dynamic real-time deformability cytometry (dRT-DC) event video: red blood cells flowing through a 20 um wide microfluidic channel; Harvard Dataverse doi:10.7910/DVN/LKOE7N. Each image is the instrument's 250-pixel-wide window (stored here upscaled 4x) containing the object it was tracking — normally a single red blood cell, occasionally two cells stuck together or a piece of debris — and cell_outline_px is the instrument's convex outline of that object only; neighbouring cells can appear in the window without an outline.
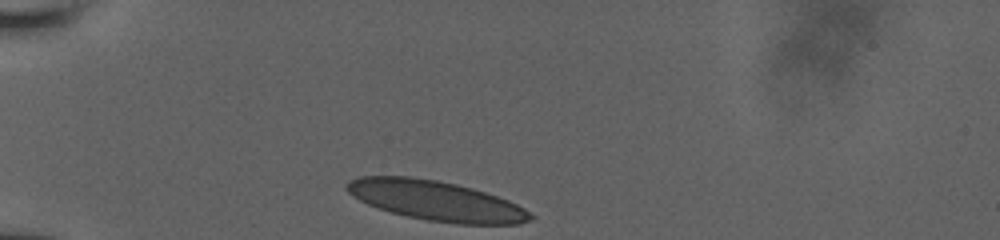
{"species": "human", "species_latin": "Homo sapiens", "temperature_condition": "room temperature", "stored_images_in_passage": 31, "camera_frame_rate_fps": 3000, "um_per_image_px": 0.085, "donor": {"sex": "male"}, "frame": {"image": 1, "passage_image": 1, "time_ms": 0.0, "image_size_px": [1000, 240], "cell_outline_px": [[536, 216], [532, 220], [520, 224], [460, 224], [428, 220], [408, 216], [376, 208], [352, 196], [344, 188], [344, 184], [348, 180], [360, 176], [412, 176], [436, 180], [456, 184], [472, 188], [508, 200], [524, 208]], "centroid_in_image_um": [37.04, 17.05], "position_along_channel_um": 48.0, "area_um2": 42.71}}
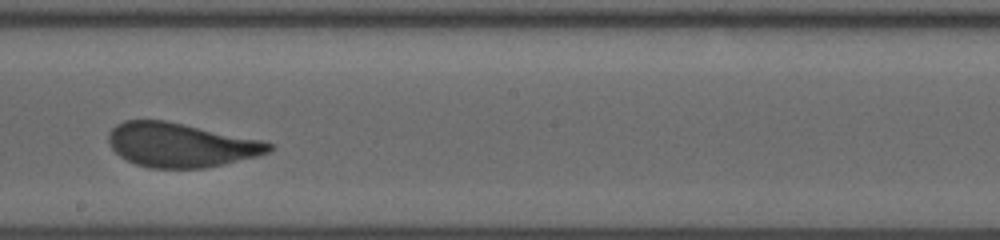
{"frame": {"image": 2, "passage_image": 18, "time_ms": 5.667, "image_size_px": [1000, 240], "cell_outline_px": [[272, 148], [268, 152], [256, 156], [224, 164], [204, 168], [148, 168], [136, 164], [120, 156], [108, 144], [108, 132], [116, 124], [124, 120], [164, 120], [260, 140], [272, 144]], "centroid_in_image_um": [15.29, 12.32], "position_along_channel_um": 232.9, "area_um2": 40.92}}
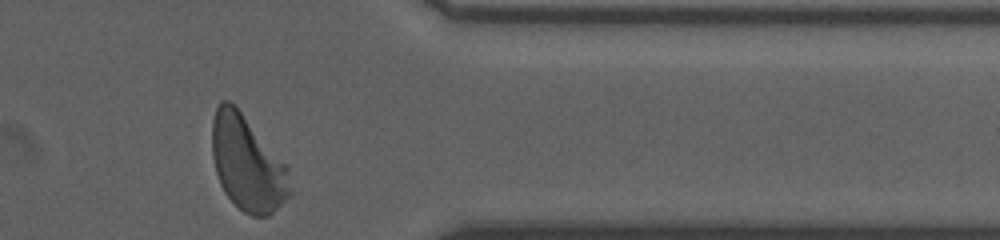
{"frame": {"image": 3, "passage_image": 31, "time_ms": 10.0, "image_size_px": [1000, 240], "cell_outline_px": [[292, 192], [268, 216], [252, 216], [244, 212], [224, 192], [220, 184], [216, 172], [212, 156], [212, 120], [216, 108], [220, 100], [228, 100], [240, 112], [288, 168]], "centroid_in_image_um": [21.0, 13.91], "position_along_channel_um": 390.4, "area_um2": 42.19}, "authors_computed_cell_mechanics": {"area_um2": 42.1362, "velocity_mm_per_s": 3.8735, "shape_relaxation_time_tau1_ms": 4.201, "shape_relaxation_time_tau2_ms": null, "deformation_change_tau1": 0.1475, "deformation_change_tau2": null}}